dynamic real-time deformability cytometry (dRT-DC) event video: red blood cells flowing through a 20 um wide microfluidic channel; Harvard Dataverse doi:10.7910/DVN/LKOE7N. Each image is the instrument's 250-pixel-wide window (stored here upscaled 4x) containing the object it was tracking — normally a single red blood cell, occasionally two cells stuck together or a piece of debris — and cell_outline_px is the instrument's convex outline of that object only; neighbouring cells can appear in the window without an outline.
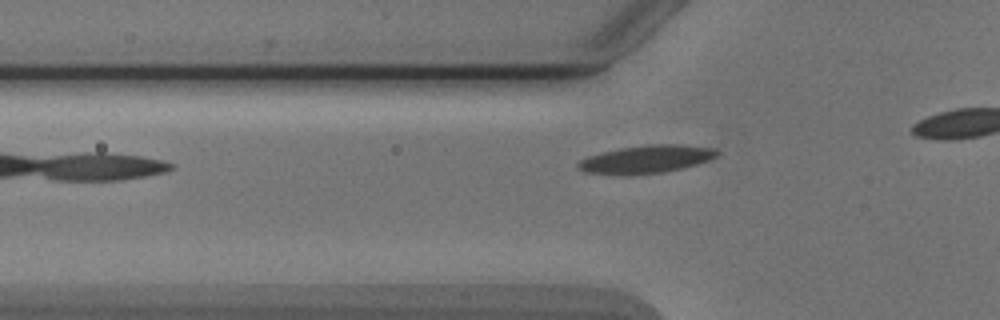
{"species": "Egyptian fruit bat (a non-hibernating species)", "species_latin": "Rousettus aegyptiacus", "temperature_condition": "cold", "stored_images_in_passage": 3, "camera_frame_rate_fps": 3000, "um_per_image_px": 0.085, "animal": {"sex": "male"}, "frame": {"image": 1, "passage_image": 3, "time_ms": 2.333, "image_size_px": [1000, 320], "cell_outline_px": [[720, 152], [716, 156], [708, 160], [696, 164], [664, 172], [632, 176], [624, 176], [584, 172], [576, 168], [576, 164], [580, 160], [588, 156], [620, 148], [648, 144], [684, 144], [716, 148]], "centroid_in_image_um": [54.91, 13.54], "position_along_channel_um": 70.9, "area_um2": 22.95}}